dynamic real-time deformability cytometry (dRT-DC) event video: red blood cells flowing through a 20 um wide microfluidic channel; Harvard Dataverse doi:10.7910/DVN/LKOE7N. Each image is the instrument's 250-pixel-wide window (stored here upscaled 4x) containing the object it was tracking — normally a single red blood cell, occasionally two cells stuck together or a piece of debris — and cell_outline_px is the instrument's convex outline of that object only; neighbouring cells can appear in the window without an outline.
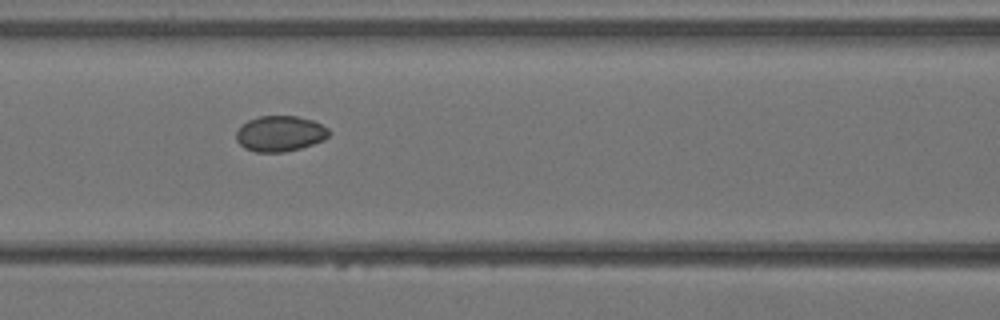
{"species": "Egyptian fruit bat (a non-hibernating species)", "species_latin": "Rousettus aegyptiacus", "temperature_condition": "warm", "stored_images_in_passage": 6, "camera_frame_rate_fps": 3000, "um_per_image_px": 0.085, "animal": {"sex": "female"}, "frame": {"image": 1, "passage_image": 5, "time_ms": 1.333, "image_size_px": [1000, 320], "cell_outline_px": [[332, 132], [324, 140], [300, 148], [284, 152], [256, 152], [244, 148], [236, 140], [236, 132], [248, 120], [260, 116], [296, 116], [312, 120], [328, 128]], "centroid_in_image_um": [23.81, 11.36], "position_along_channel_um": 142.8, "area_um2": 19.19}}
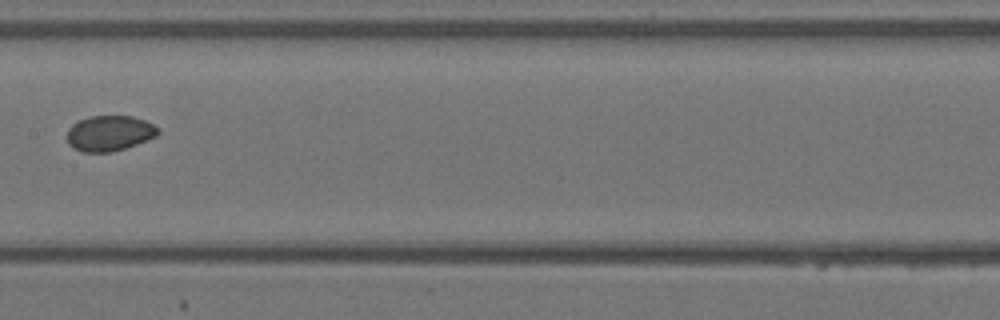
{"frame": {"image": 2, "passage_image": 6, "time_ms": 1.667, "image_size_px": [1000, 320], "cell_outline_px": [[160, 132], [156, 136], [136, 144], [112, 152], [84, 152], [72, 148], [68, 144], [68, 128], [76, 120], [92, 116], [132, 116], [144, 120], [160, 128]], "centroid_in_image_um": [9.29, 11.32], "position_along_channel_um": 198.1, "area_um2": 18.84}}